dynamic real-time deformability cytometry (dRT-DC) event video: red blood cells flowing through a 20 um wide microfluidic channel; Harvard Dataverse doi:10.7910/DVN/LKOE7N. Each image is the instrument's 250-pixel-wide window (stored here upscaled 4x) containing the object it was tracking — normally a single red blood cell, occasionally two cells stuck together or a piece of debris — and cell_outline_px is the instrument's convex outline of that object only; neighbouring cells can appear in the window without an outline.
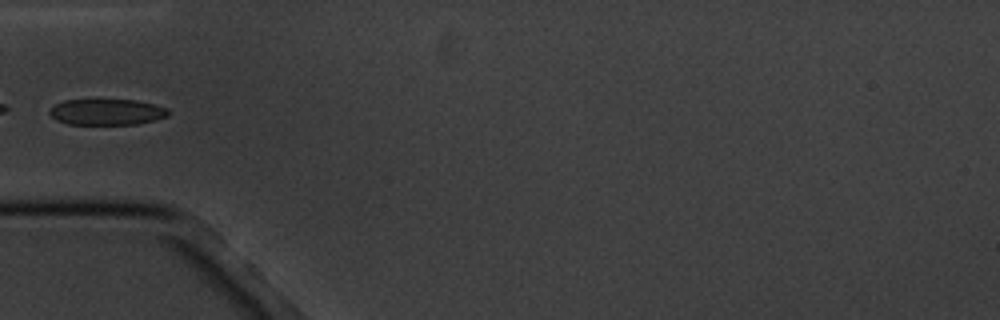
{"species": "common noctule bat (a hibernating species)", "species_latin": "Nyctalus noctula", "temperature_condition": "cold", "stored_images_in_passage": 5, "camera_frame_rate_fps": 3000, "um_per_image_px": 0.085, "animal": {"sex": "male", "body_mass_g": 20.1, "forearm_length_mm": 53.5}, "frame": {"image": 1, "passage_image": 5, "time_ms": 4.667, "image_size_px": [1000, 320], "cell_outline_px": [[168, 116], [156, 120], [136, 124], [68, 124], [56, 120], [48, 112], [56, 104], [64, 100], [136, 100], [156, 104], [168, 108]], "centroid_in_image_um": [9.11, 9.52], "position_along_channel_um": 75.9, "area_um2": 17.98}}